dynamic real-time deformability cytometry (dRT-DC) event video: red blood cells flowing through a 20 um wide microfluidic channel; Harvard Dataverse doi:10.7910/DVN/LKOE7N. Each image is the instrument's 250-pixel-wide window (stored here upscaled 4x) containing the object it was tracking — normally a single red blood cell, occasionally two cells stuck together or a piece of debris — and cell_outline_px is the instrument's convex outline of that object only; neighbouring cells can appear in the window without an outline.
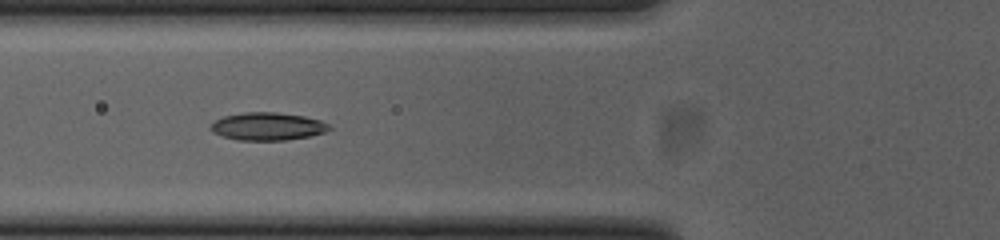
{"species": "common noctule bat (a hibernating species)", "species_latin": "Nyctalus noctula", "temperature_condition": "cold", "stored_images_in_passage": 30, "camera_frame_rate_fps": 3000, "um_per_image_px": 0.085, "animal": {"sex": "female", "body_mass_g": 23.0, "forearm_length_mm": 53.4}, "frame": {"image": 1, "passage_image": 18, "time_ms": 5.667, "image_size_px": [1000, 240], "cell_outline_px": [[332, 128], [324, 132], [308, 136], [284, 140], [236, 140], [212, 132], [212, 124], [216, 120], [224, 116], [244, 112], [276, 112], [304, 116], [320, 120], [332, 124]], "centroid_in_image_um": [22.79, 10.73], "position_along_channel_um": 103.0, "area_um2": 19.07}}